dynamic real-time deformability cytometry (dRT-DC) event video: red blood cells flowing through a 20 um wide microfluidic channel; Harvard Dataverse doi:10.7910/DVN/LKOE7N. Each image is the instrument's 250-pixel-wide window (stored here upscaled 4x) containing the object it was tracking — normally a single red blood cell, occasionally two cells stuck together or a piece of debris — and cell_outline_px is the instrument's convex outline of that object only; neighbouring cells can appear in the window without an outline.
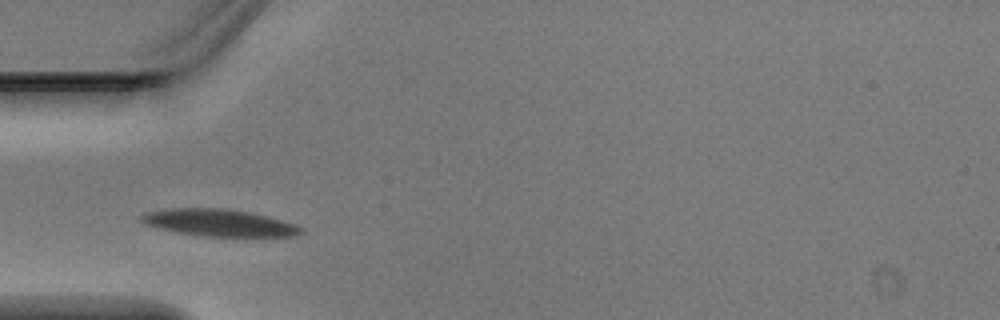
{"species": "Egyptian fruit bat (a non-hibernating species)", "species_latin": "Rousettus aegyptiacus", "temperature_condition": "warm", "stored_images_in_passage": 2, "camera_frame_rate_fps": 3000, "um_per_image_px": 0.085, "animal": {"sex": "male"}, "frame": {"image": 1, "passage_image": 1, "time_ms": 0.0, "image_size_px": [1000, 320], "cell_outline_px": [[304, 232], [296, 236], [204, 236], [176, 232], [156, 228], [144, 224], [140, 220], [140, 216], [144, 212], [164, 208], [224, 208], [248, 212], [280, 220], [304, 228]], "centroid_in_image_um": [18.53, 18.93], "position_along_channel_um": 66.5, "area_um2": 25.09}}
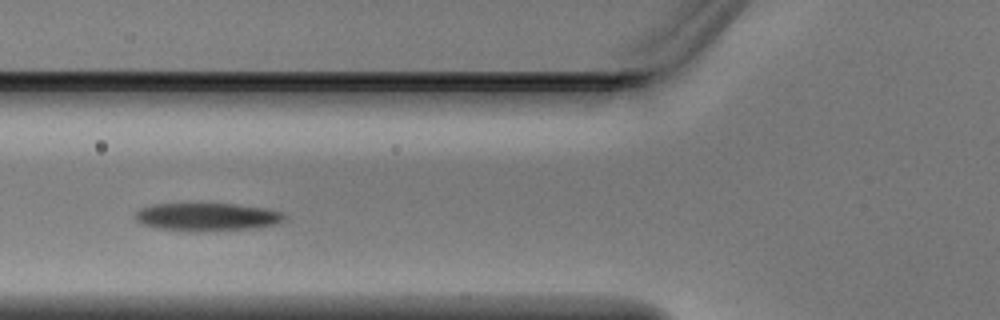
{"frame": {"image": 2, "passage_image": 2, "time_ms": 0.333, "image_size_px": [1000, 320], "cell_outline_px": [[288, 216], [284, 220], [276, 224], [252, 228], [188, 232], [156, 228], [140, 224], [136, 220], [136, 212], [140, 208], [152, 204], [236, 204], [264, 208], [284, 212]], "centroid_in_image_um": [17.59, 18.44], "position_along_channel_um": 108.2, "area_um2": 24.45}}